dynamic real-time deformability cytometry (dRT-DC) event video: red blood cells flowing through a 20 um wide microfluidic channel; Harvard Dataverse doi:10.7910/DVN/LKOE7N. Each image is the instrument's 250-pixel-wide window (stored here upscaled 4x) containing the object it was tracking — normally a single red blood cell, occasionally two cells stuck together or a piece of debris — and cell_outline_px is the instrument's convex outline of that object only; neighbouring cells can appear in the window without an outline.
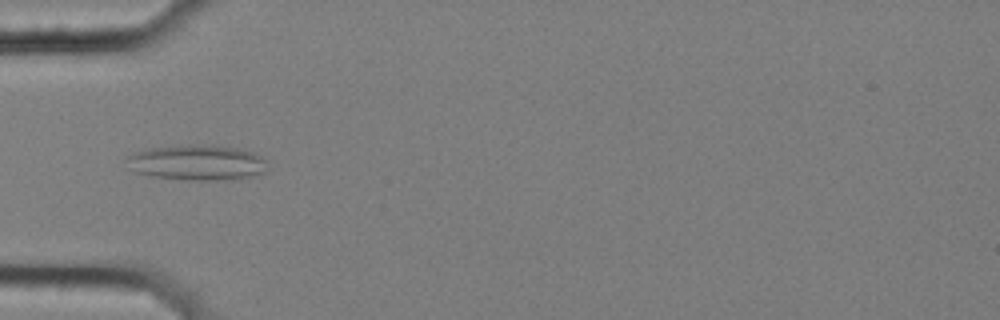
{"species": "common noctule bat (a hibernating species)", "species_latin": "Nyctalus noctula", "temperature_condition": "cold", "stored_images_in_passage": 8, "camera_frame_rate_fps": 3000, "um_per_image_px": 0.085, "animal": {"sex": "female", "body_mass_g": 25.1}, "frame": {"image": 1, "passage_image": 4, "time_ms": 1.0, "image_size_px": [1000, 320], "cell_outline_px": [[268, 172], [240, 180], [196, 180], [152, 176], [136, 172], [128, 168], [128, 156], [144, 148], [188, 144], [212, 144], [236, 148], [252, 152], [268, 160]], "centroid_in_image_um": [16.83, 13.81], "position_along_channel_um": 68.2, "area_um2": 29.71}}
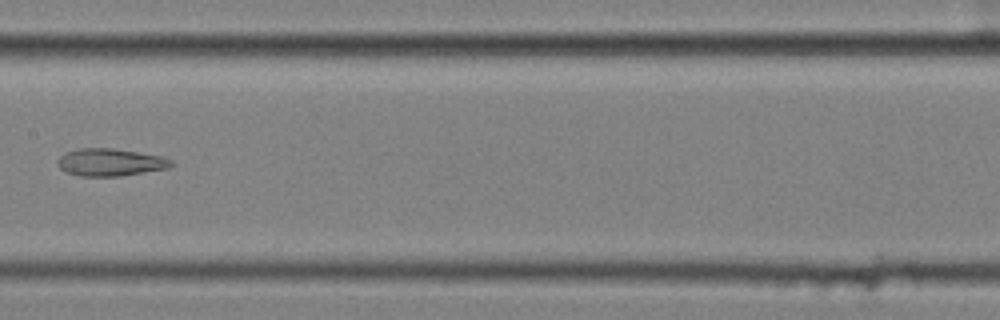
{"frame": {"image": 2, "passage_image": 7, "time_ms": 2.0, "image_size_px": [1000, 320], "cell_outline_px": [[176, 164], [168, 168], [120, 176], [80, 176], [68, 172], [60, 168], [60, 156], [64, 152], [76, 148], [112, 148], [160, 156], [172, 160]], "centroid_in_image_um": [9.4, 13.79], "position_along_channel_um": 198.0, "area_um2": 17.98}}
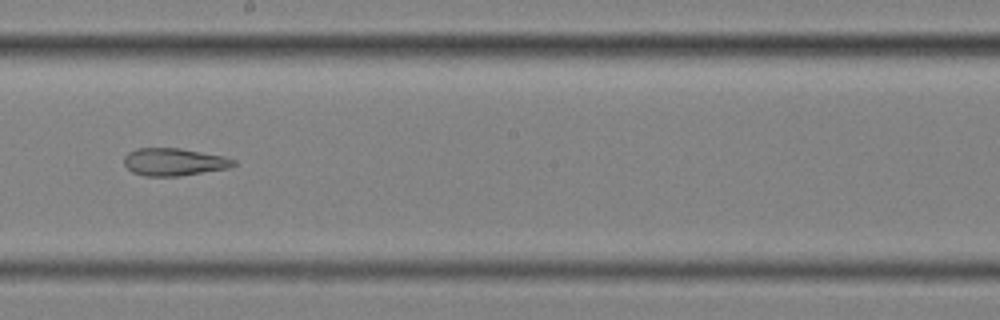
{"frame": {"image": 3, "passage_image": 8, "time_ms": 2.333, "image_size_px": [1000, 320], "cell_outline_px": [[236, 164], [228, 168], [180, 176], [144, 176], [132, 172], [124, 164], [124, 156], [128, 152], [136, 148], [180, 148], [224, 156], [236, 160]], "centroid_in_image_um": [14.78, 13.76], "position_along_channel_um": 233.4, "area_um2": 17.63}}